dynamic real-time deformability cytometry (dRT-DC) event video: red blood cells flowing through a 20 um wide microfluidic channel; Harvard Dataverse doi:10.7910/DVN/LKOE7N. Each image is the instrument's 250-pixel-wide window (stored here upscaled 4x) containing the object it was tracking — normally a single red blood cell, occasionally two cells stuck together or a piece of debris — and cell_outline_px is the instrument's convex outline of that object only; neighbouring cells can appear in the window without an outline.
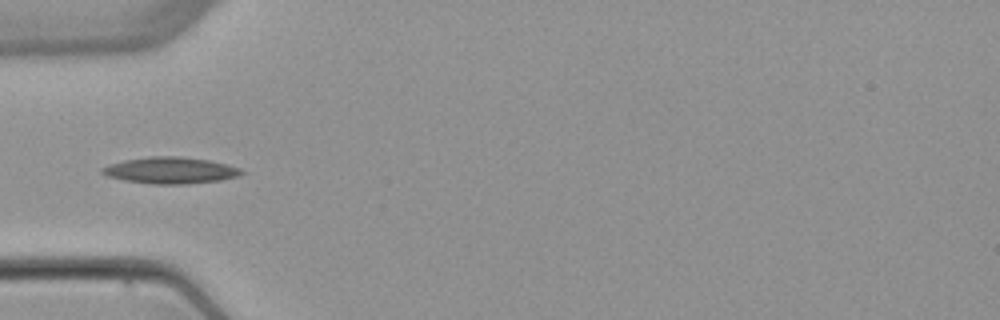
{"species": "common noctule bat (a hibernating species)", "species_latin": "Nyctalus noctula", "temperature_condition": "warm", "stored_images_in_passage": 4, "camera_frame_rate_fps": 3000, "um_per_image_px": 0.085, "animal": {"sex": "female", "body_mass_g": 22.7, "forearm_length_mm": 54.2}, "frame": {"image": 1, "passage_image": 4, "time_ms": 3.333, "image_size_px": [1000, 320], "cell_outline_px": [[244, 172], [240, 176], [220, 180], [188, 184], [152, 184], [124, 180], [108, 176], [100, 172], [100, 168], [124, 160], [148, 156], [180, 156], [208, 160], [240, 168]], "centroid_in_image_um": [14.48, 14.48], "position_along_channel_um": 70.5, "area_um2": 21.44}}